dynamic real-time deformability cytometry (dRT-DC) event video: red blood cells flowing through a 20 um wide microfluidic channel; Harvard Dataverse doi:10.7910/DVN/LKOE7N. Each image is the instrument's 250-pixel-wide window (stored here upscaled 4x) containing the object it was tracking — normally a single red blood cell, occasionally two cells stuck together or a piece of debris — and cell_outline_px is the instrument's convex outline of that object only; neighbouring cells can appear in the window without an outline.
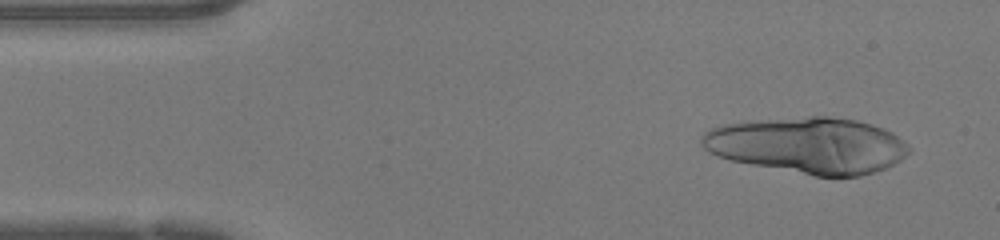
{"species": "human", "species_latin": "Homo sapiens", "temperature_condition": "warm", "stored_images_in_passage": 15, "segment_of_instrument_passage": [1, 2], "camera_frame_rate_fps": 3000, "um_per_image_px": 0.085, "donor": {"sex": "female"}, "frame": {"image": 1, "passage_image": 3, "time_ms": 0.667, "image_size_px": [1000, 240], "cell_outline_px": [[912, 148], [900, 160], [884, 168], [860, 176], [816, 176], [752, 164], [732, 160], [708, 152], [704, 148], [700, 140], [700, 136], [704, 132], [712, 128], [724, 124], [756, 120], [808, 116], [828, 116], [856, 120], [872, 124], [884, 128], [892, 132], [908, 144]], "centroid_in_image_um": [68.69, 12.33], "position_along_channel_um": 16.3, "area_um2": 67.45}}